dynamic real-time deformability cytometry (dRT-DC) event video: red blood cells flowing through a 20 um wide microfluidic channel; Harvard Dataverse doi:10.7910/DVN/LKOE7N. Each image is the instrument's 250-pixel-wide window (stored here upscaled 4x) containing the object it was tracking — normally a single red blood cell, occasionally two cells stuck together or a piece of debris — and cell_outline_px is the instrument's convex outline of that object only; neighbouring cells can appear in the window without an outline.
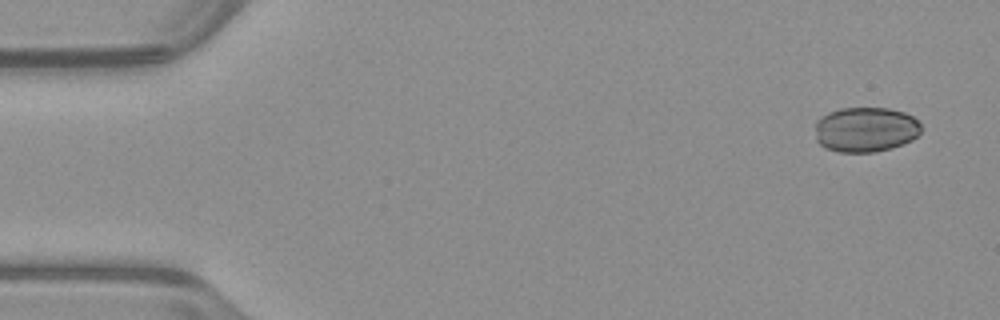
{"species": "common noctule bat (a hibernating species)", "species_latin": "Nyctalus noctula", "temperature_condition": "warm", "stored_images_in_passage": 50, "camera_frame_rate_fps": 3000, "um_per_image_px": 0.085, "animal": {"sex": "male", "body_mass_g": 23.1, "forearm_length_mm": 52.7}, "frame": {"image": 1, "passage_image": 1, "time_ms": 0.0, "image_size_px": [1000, 320], "cell_outline_px": [[920, 132], [912, 140], [892, 148], [876, 152], [836, 152], [824, 148], [816, 140], [816, 120], [820, 116], [828, 112], [840, 108], [888, 108], [904, 112], [912, 116], [920, 124]], "centroid_in_image_um": [73.54, 11.01], "position_along_channel_um": 11.5, "area_um2": 28.03}}
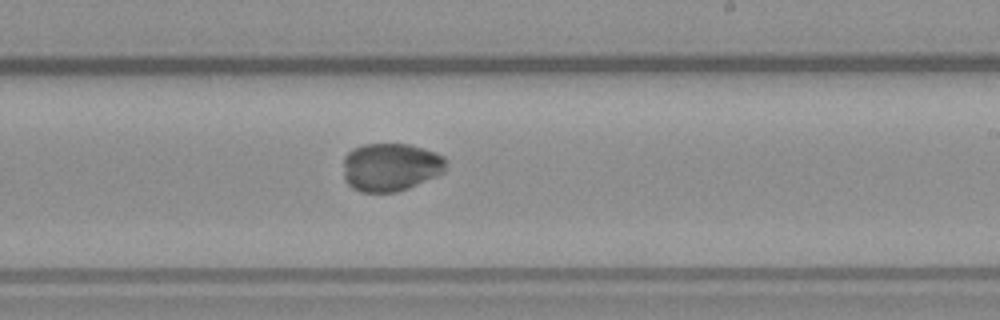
{"frame": {"image": 2, "passage_image": 29, "time_ms": 9.333, "image_size_px": [1000, 320], "cell_outline_px": [[448, 160], [444, 172], [436, 176], [408, 188], [396, 192], [360, 192], [352, 188], [344, 180], [344, 156], [352, 148], [364, 144], [408, 144], [424, 148], [436, 152], [444, 156]], "centroid_in_image_um": [33.21, 14.19], "position_along_channel_um": 255.8, "area_um2": 29.13}}
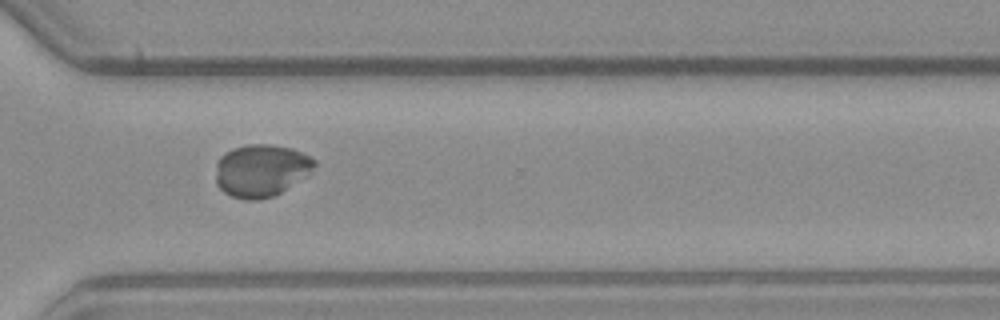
{"frame": {"image": 3, "passage_image": 36, "time_ms": 11.667, "image_size_px": [1000, 320], "cell_outline_px": [[316, 164], [308, 176], [280, 192], [272, 196], [256, 200], [244, 200], [232, 196], [224, 192], [216, 184], [216, 164], [220, 156], [224, 152], [232, 148], [248, 144], [268, 144], [292, 148], [316, 160]], "centroid_in_image_um": [22.18, 14.48], "position_along_channel_um": 348.4, "area_um2": 30.29}}